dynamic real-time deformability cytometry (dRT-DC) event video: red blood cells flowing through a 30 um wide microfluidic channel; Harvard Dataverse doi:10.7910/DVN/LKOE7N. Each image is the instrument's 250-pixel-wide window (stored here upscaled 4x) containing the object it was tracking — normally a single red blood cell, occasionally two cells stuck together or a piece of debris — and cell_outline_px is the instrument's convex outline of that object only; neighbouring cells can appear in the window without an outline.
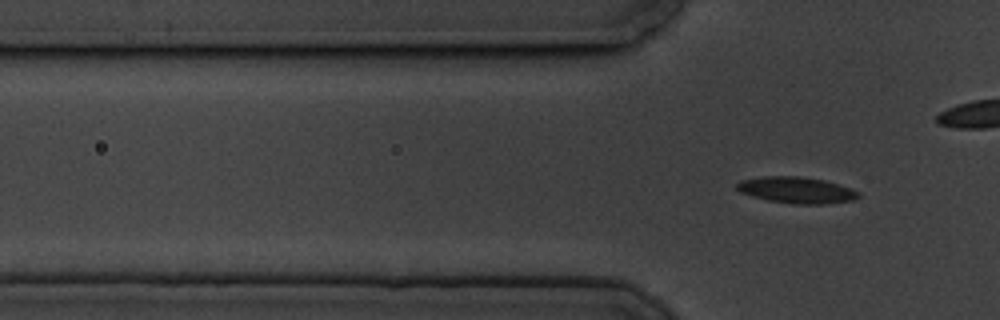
{"species": "common noctule bat (a hibernating species)", "species_latin": "Nyctalus noctula", "temperature_condition": "cold", "stored_images_in_passage": 5, "camera_frame_rate_fps": 3000, "um_per_image_px": 0.085, "animal": {"sex": "male", "body_mass_g": 19.5, "forearm_length_mm": 54.6}, "frame": {"image": 1, "passage_image": 5, "time_ms": 1.333, "image_size_px": [1000, 320], "cell_outline_px": [[860, 196], [856, 200], [824, 204], [796, 204], [768, 200], [752, 196], [740, 192], [736, 188], [736, 184], [740, 180], [764, 176], [796, 176], [824, 180], [852, 188], [860, 192]], "centroid_in_image_um": [67.73, 16.16], "position_along_channel_um": 58.1, "area_um2": 18.73}}